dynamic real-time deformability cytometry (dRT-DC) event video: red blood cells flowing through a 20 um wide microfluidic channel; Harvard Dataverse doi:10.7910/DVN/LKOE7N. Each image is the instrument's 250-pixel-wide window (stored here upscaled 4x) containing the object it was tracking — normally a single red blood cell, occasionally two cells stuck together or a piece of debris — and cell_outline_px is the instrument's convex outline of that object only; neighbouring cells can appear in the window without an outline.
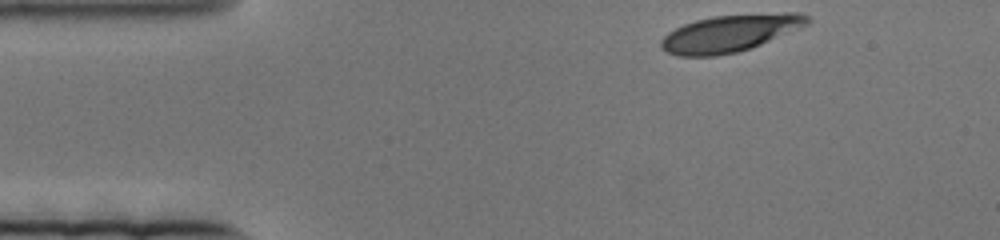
{"species": "human", "species_latin": "Homo sapiens", "temperature_condition": "cold", "stored_images_in_passage": 72, "camera_frame_rate_fps": 3000, "um_per_image_px": 0.085, "donor": {"sex": "female"}, "frame": {"image": 1, "passage_image": 1, "time_ms": 0.0, "image_size_px": [1000, 240], "cell_outline_px": [[812, 20], [808, 24], [752, 48], [736, 52], [716, 56], [676, 56], [660, 48], [660, 40], [668, 32], [684, 24], [696, 20], [716, 16], [784, 12], [800, 12], [808, 16]], "centroid_in_image_um": [62.05, 2.83], "position_along_channel_um": 23.0, "area_um2": 31.56}}
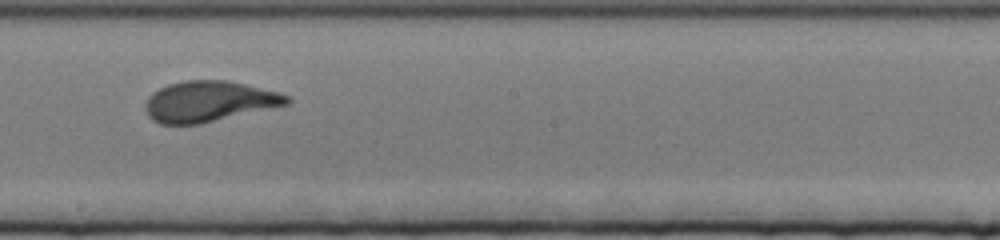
{"frame": {"image": 2, "passage_image": 35, "time_ms": 11.333, "image_size_px": [1000, 240], "cell_outline_px": [[292, 100], [288, 104], [200, 124], [160, 124], [152, 120], [148, 116], [144, 108], [144, 104], [148, 96], [152, 92], [168, 84], [184, 80], [224, 80], [244, 84], [280, 92], [292, 96]], "centroid_in_image_um": [17.74, 8.62], "position_along_channel_um": 230.5, "area_um2": 33.7}}
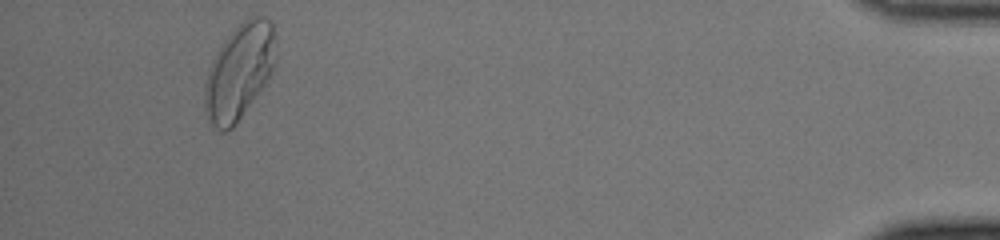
{"frame": {"image": 3, "passage_image": 67, "time_ms": 22.0, "image_size_px": [1000, 240], "cell_outline_px": [[276, 64], [272, 72], [264, 84], [236, 124], [232, 128], [224, 132], [220, 132], [208, 120], [204, 108], [204, 84], [212, 60], [216, 52], [224, 40], [248, 16], [264, 16], [272, 24], [276, 32]], "centroid_in_image_um": [20.35, 6.07], "position_along_channel_um": 414.9, "area_um2": 39.59}}